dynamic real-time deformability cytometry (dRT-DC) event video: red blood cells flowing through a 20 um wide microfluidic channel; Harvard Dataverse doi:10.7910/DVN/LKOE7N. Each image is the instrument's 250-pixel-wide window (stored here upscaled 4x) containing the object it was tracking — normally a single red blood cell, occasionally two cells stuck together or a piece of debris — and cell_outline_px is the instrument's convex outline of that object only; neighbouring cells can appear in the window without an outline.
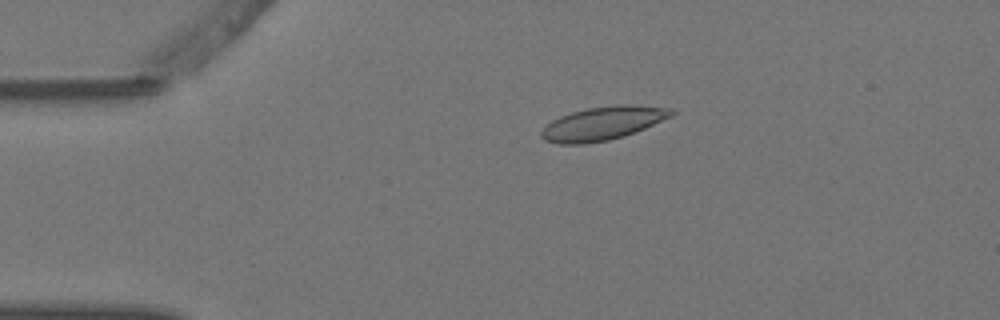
{"species": "Egyptian fruit bat (a non-hibernating species)", "species_latin": "Rousettus aegyptiacus", "temperature_condition": "warm", "stored_images_in_passage": 6, "camera_frame_rate_fps": 3000, "um_per_image_px": 0.085, "animal": {"sex": "female"}, "frame": {"image": 1, "passage_image": 3, "time_ms": 0.667, "image_size_px": [1000, 320], "cell_outline_px": [[676, 112], [672, 116], [644, 128], [624, 136], [608, 140], [584, 144], [560, 144], [544, 140], [540, 136], [540, 132], [552, 120], [560, 116], [572, 112], [588, 108], [616, 104], [628, 104], [672, 108]], "centroid_in_image_um": [51.24, 10.48], "position_along_channel_um": 33.8, "area_um2": 25.32}}
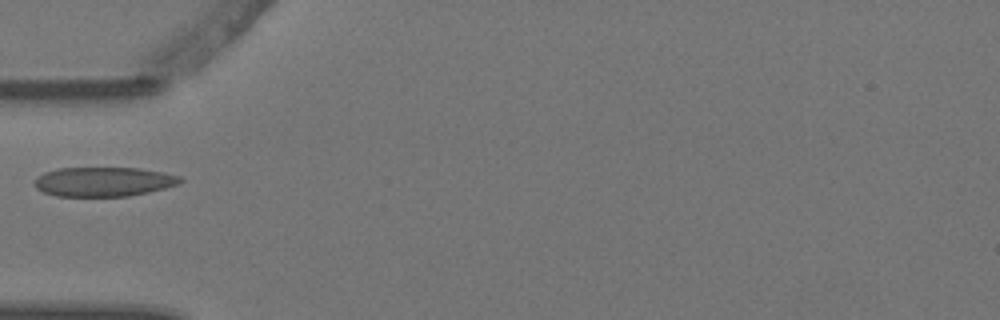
{"frame": {"image": 2, "passage_image": 5, "time_ms": 1.333, "image_size_px": [1000, 320], "cell_outline_px": [[184, 180], [176, 184], [164, 188], [148, 192], [128, 196], [56, 196], [44, 192], [36, 188], [36, 176], [44, 172], [60, 168], [140, 168], [164, 172], [180, 176]], "centroid_in_image_um": [8.81, 15.44], "position_along_channel_um": 76.2, "area_um2": 24.85}}
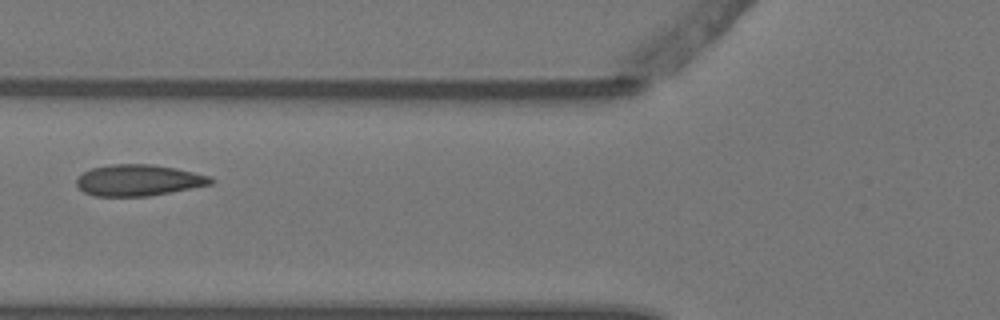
{"frame": {"image": 3, "passage_image": 6, "time_ms": 1.667, "image_size_px": [1000, 320], "cell_outline_px": [[216, 180], [212, 184], [148, 196], [96, 196], [84, 192], [76, 184], [76, 180], [84, 172], [92, 168], [112, 164], [152, 164], [176, 168], [212, 176]], "centroid_in_image_um": [11.81, 15.31], "position_along_channel_um": 114.0, "area_um2": 24.39}}